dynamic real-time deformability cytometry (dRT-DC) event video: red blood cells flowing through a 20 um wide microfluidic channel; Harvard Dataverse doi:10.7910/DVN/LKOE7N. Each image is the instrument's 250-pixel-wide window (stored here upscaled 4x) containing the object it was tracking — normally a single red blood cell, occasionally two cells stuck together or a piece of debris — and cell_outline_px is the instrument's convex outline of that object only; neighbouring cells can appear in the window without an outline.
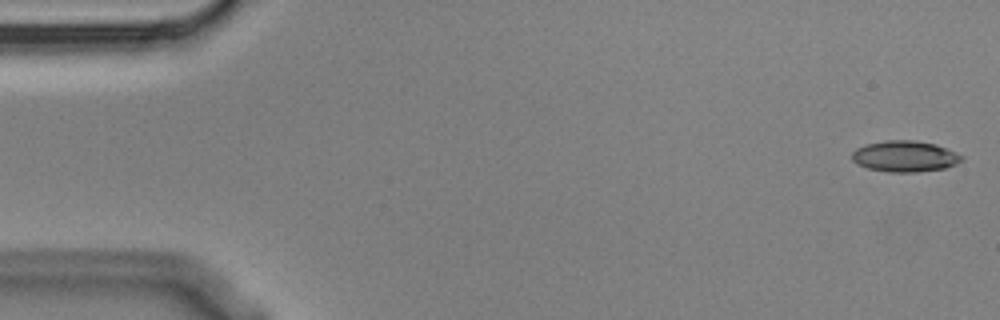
{"species": "Egyptian fruit bat (a non-hibernating species)", "species_latin": "Rousettus aegyptiacus", "temperature_condition": "cold", "stored_images_in_passage": 4, "camera_frame_rate_fps": 3000, "um_per_image_px": 0.085, "animal": {"sex": "male"}, "frame": {"image": 1, "passage_image": 1, "time_ms": 0.0, "image_size_px": [1000, 320], "cell_outline_px": [[964, 160], [956, 164], [944, 168], [916, 172], [888, 172], [868, 168], [856, 164], [852, 160], [852, 152], [856, 148], [868, 144], [888, 140], [912, 140], [936, 144], [956, 152], [964, 156]], "centroid_in_image_um": [76.93, 13.29], "position_along_channel_um": 8.1, "area_um2": 19.88}}
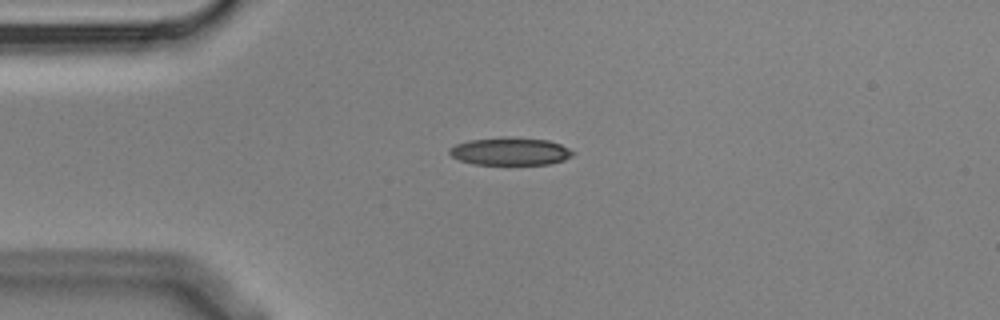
{"frame": {"image": 2, "passage_image": 4, "time_ms": 1.0, "image_size_px": [1000, 320], "cell_outline_px": [[576, 152], [572, 156], [564, 160], [548, 164], [476, 164], [460, 160], [452, 156], [448, 152], [448, 148], [456, 144], [468, 140], [500, 136], [504, 136], [548, 140], [560, 144]], "centroid_in_image_um": [43.36, 12.85], "position_along_channel_um": 41.6, "area_um2": 20.06}}